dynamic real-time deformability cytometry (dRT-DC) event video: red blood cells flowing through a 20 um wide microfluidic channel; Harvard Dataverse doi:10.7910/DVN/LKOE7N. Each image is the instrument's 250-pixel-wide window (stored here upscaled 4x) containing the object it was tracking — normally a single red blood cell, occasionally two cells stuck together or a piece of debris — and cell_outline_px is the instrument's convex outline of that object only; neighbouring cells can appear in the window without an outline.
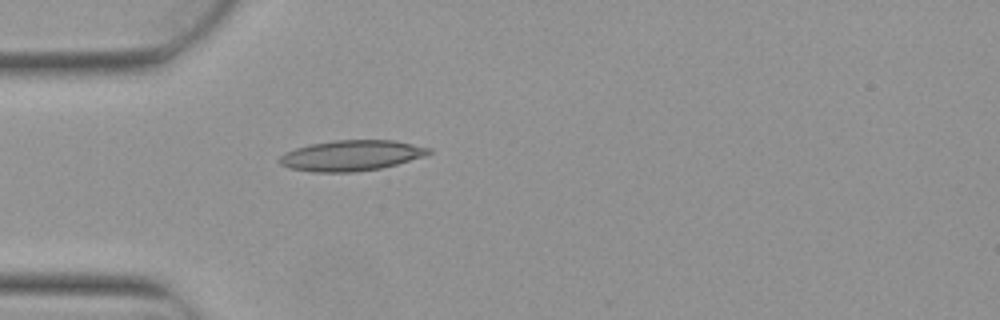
{"species": "Egyptian fruit bat (a non-hibernating species)", "species_latin": "Rousettus aegyptiacus", "temperature_condition": "warm", "stored_images_in_passage": 5, "camera_frame_rate_fps": 3000, "um_per_image_px": 0.085, "animal": {"sex": "female"}, "frame": {"image": 1, "passage_image": 5, "time_ms": 1.333, "image_size_px": [1000, 320], "cell_outline_px": [[432, 152], [424, 156], [396, 164], [380, 168], [352, 172], [312, 172], [288, 168], [280, 164], [276, 160], [284, 152], [308, 144], [332, 140], [392, 140], [432, 148]], "centroid_in_image_um": [29.8, 13.21], "position_along_channel_um": 55.2, "area_um2": 26.7}}